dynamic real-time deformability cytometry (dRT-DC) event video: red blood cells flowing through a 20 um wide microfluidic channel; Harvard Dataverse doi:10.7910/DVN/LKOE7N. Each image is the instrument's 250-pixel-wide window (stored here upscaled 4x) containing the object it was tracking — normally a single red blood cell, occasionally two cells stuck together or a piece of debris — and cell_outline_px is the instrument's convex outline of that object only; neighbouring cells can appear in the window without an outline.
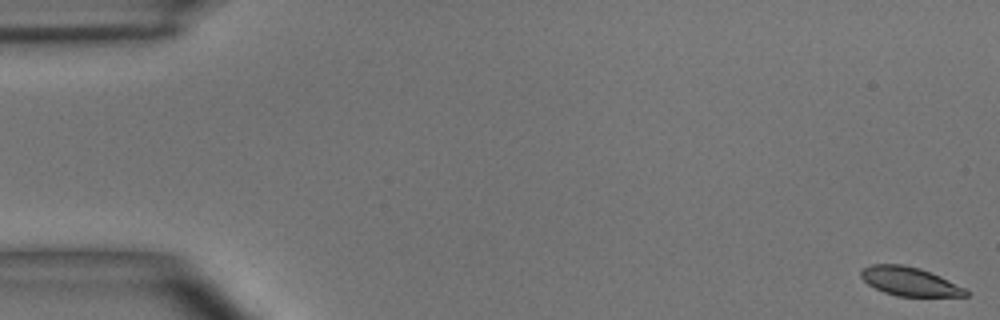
{"species": "common noctule bat (a hibernating species)", "species_latin": "Nyctalus noctula", "temperature_condition": "room temperature", "stored_images_in_passage": 4, "camera_frame_rate_fps": 3000, "um_per_image_px": 0.085, "animal": {"sex": "male", "body_mass_g": 15.6}, "frame": {"image": 1, "passage_image": 1, "time_ms": 0.0, "image_size_px": [1000, 320], "cell_outline_px": [[968, 296], [896, 296], [884, 292], [868, 284], [860, 276], [860, 272], [864, 268], [872, 264], [904, 264], [920, 268], [940, 276], [964, 288], [968, 292]], "centroid_in_image_um": [77.3, 23.91], "position_along_channel_um": 7.7, "area_um2": 17.4}}